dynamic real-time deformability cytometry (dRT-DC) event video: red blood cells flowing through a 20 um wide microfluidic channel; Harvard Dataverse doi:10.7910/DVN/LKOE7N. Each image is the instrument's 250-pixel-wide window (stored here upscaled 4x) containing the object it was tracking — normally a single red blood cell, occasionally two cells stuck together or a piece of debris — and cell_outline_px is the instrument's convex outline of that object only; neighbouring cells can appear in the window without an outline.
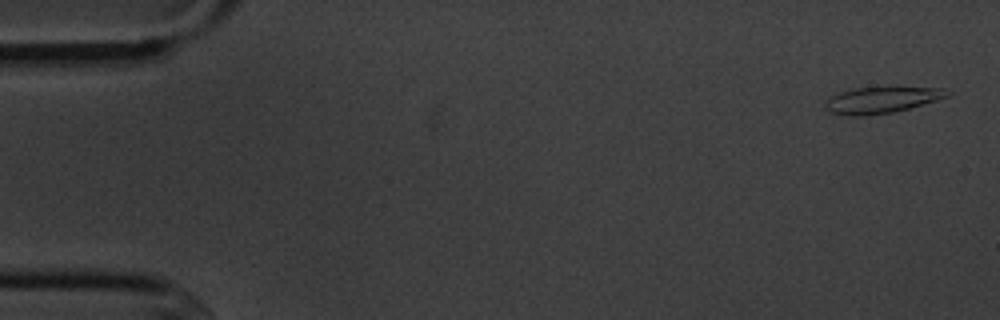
{"species": "common noctule bat (a hibernating species)", "species_latin": "Nyctalus noctula", "temperature_condition": "cold", "stored_images_in_passage": 6, "camera_frame_rate_fps": 3000, "um_per_image_px": 0.085, "animal": {"sex": "male", "body_mass_g": 20.1, "forearm_length_mm": 53.5}, "frame": {"image": 1, "passage_image": 1, "time_ms": 0.0, "image_size_px": [1000, 320], "cell_outline_px": [[952, 92], [948, 96], [936, 100], [908, 108], [892, 112], [864, 116], [848, 116], [832, 112], [824, 108], [824, 104], [828, 96], [840, 92], [856, 88], [944, 88]], "centroid_in_image_um": [74.87, 8.51], "position_along_channel_um": 10.1, "area_um2": 18.38}}